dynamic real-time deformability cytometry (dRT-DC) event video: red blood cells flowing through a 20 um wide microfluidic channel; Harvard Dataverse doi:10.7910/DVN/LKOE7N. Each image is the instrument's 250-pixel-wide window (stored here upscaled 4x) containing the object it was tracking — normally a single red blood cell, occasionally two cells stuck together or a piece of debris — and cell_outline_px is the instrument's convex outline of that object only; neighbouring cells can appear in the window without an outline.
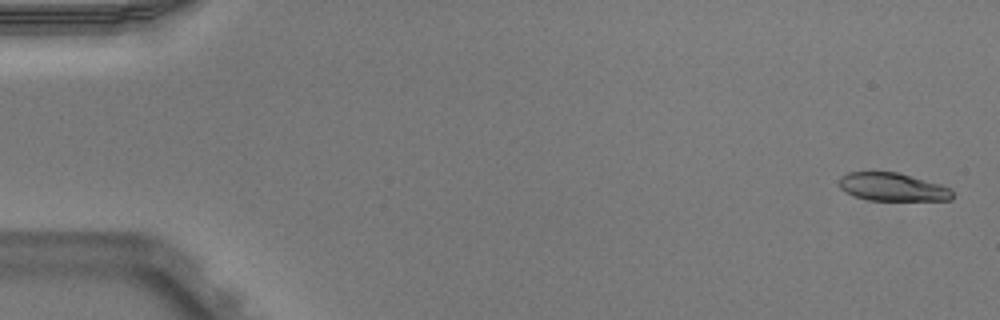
{"species": "Egyptian fruit bat (a non-hibernating species)", "species_latin": "Rousettus aegyptiacus", "temperature_condition": "warm", "stored_images_in_passage": 16, "camera_frame_rate_fps": 3000, "um_per_image_px": 0.085, "animal": {"sex": "male"}, "frame": {"image": 1, "passage_image": 1, "time_ms": 0.0, "image_size_px": [1000, 320], "cell_outline_px": [[952, 200], [868, 200], [844, 192], [840, 188], [840, 176], [848, 172], [896, 172], [940, 184], [952, 188]], "centroid_in_image_um": [75.86, 15.9], "position_along_channel_um": 9.1, "area_um2": 18.44}}
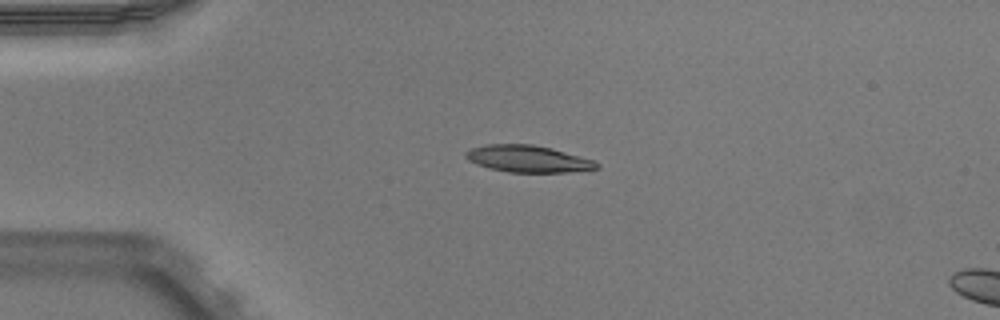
{"frame": {"image": 2, "passage_image": 12, "time_ms": 3.667, "image_size_px": [1000, 320], "cell_outline_px": [[600, 168], [568, 172], [508, 172], [488, 168], [476, 164], [468, 160], [464, 156], [464, 152], [472, 148], [488, 144], [532, 144], [552, 148], [592, 160], [600, 164]], "centroid_in_image_um": [44.84, 13.5], "position_along_channel_um": 40.2, "area_um2": 20.46}}